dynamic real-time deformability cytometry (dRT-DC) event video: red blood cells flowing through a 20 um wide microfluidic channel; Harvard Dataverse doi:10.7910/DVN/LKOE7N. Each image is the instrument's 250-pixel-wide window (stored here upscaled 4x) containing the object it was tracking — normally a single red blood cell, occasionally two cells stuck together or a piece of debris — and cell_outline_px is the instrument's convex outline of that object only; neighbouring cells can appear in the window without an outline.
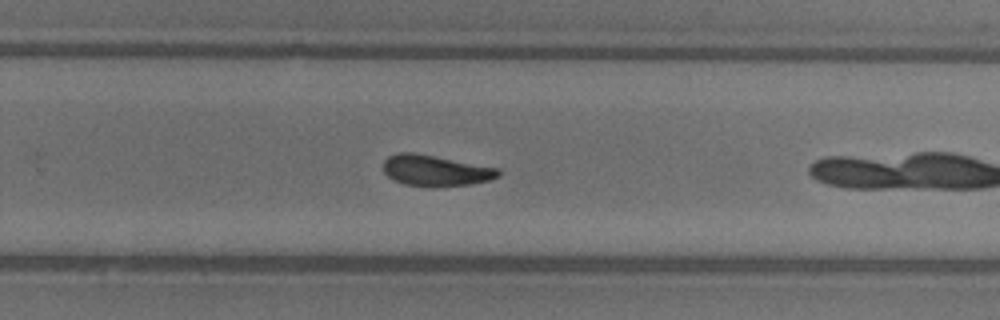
{"species": "common noctule bat (a hibernating species)", "species_latin": "Nyctalus noctula", "temperature_condition": "warm", "stored_images_in_passage": 17, "camera_frame_rate_fps": 3000, "um_per_image_px": 0.085, "animal": {"sex": "female"}, "frame": {"image": 1, "passage_image": 16, "time_ms": 5.0, "image_size_px": [1000, 320], "cell_outline_px": [[500, 176], [488, 180], [472, 184], [436, 188], [432, 188], [404, 184], [388, 176], [384, 172], [384, 160], [388, 156], [400, 152], [412, 152], [500, 168]], "centroid_in_image_um": [37.04, 14.51], "position_along_channel_um": 292.8, "area_um2": 20.92}}